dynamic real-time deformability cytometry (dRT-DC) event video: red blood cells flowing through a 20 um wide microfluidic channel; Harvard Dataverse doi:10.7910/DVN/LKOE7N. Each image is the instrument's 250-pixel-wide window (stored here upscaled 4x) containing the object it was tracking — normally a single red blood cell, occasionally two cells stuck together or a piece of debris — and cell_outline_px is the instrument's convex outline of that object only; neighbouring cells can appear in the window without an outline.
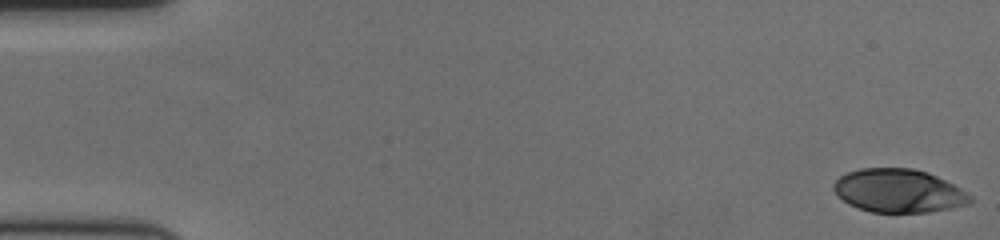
{"species": "human", "species_latin": "Homo sapiens", "temperature_condition": "cold", "stored_images_in_passage": 59, "camera_frame_rate_fps": 3000, "um_per_image_px": 0.085, "donor": {"sex": "female"}, "frame": {"image": 1, "passage_image": 1, "time_ms": 0.0, "image_size_px": [1000, 240], "cell_outline_px": [[972, 204], [952, 208], [928, 212], [872, 212], [848, 204], [832, 188], [832, 184], [840, 176], [848, 172], [860, 168], [912, 168], [928, 172], [960, 188], [972, 196]], "centroid_in_image_um": [76.4, 16.22], "position_along_channel_um": 8.6, "area_um2": 34.45}}
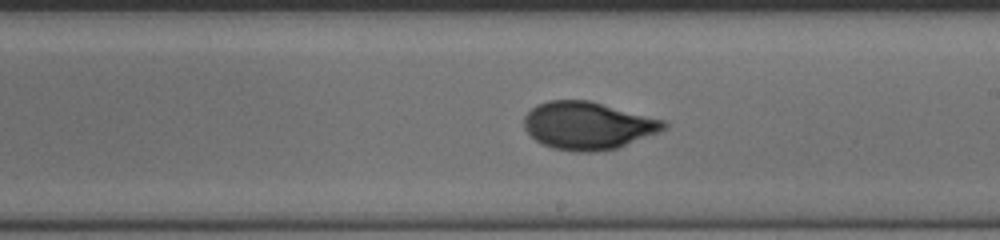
{"frame": {"image": 2, "passage_image": 34, "time_ms": 11.0, "image_size_px": [1000, 240], "cell_outline_px": [[668, 128], [660, 132], [616, 148], [596, 152], [576, 152], [552, 148], [536, 140], [524, 128], [524, 116], [536, 104], [548, 100], [588, 100], [664, 120], [668, 124]], "centroid_in_image_um": [49.97, 10.67], "position_along_channel_um": 239.0, "area_um2": 38.73}}
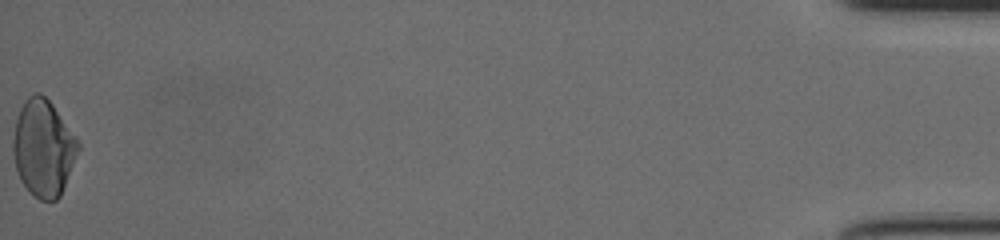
{"frame": {"image": 3, "passage_image": 59, "time_ms": 19.333, "image_size_px": [1000, 240], "cell_outline_px": [[80, 148], [60, 196], [56, 200], [40, 200], [20, 180], [16, 172], [12, 152], [12, 140], [16, 120], [20, 108], [24, 100], [32, 92], [40, 92], [52, 104], [76, 136], [80, 144]], "centroid_in_image_um": [3.67, 12.55], "position_along_channel_um": 431.5, "area_um2": 36.65}, "authors_computed_cell_mechanics": {"area_um2": 37.3966, "velocity_mm_per_s": 3.5322, "shape_relaxation_time_tau1_ms": 8.459, "shape_relaxation_time_tau2_ms": 1.0432, "deformation_change_tau1": 0.2525, "deformation_change_tau2": 0.0478}}